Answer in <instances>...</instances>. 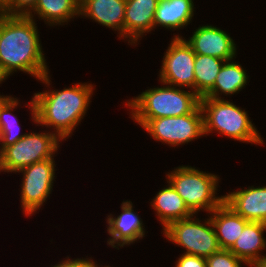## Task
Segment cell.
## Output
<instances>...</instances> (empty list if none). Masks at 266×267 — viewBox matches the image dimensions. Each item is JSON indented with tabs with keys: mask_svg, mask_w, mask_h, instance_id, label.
Segmentation results:
<instances>
[{
	"mask_svg": "<svg viewBox=\"0 0 266 267\" xmlns=\"http://www.w3.org/2000/svg\"><path fill=\"white\" fill-rule=\"evenodd\" d=\"M50 78L49 72L38 80L48 88L42 92H35L26 107L31 111L30 120L34 125L45 126L62 141H66L74 135V130L89 110L96 85L91 82H79L62 90H54L49 88L52 87Z\"/></svg>",
	"mask_w": 266,
	"mask_h": 267,
	"instance_id": "cell-1",
	"label": "cell"
},
{
	"mask_svg": "<svg viewBox=\"0 0 266 267\" xmlns=\"http://www.w3.org/2000/svg\"><path fill=\"white\" fill-rule=\"evenodd\" d=\"M39 32L28 16H0V65L10 76L20 71L38 81L50 72Z\"/></svg>",
	"mask_w": 266,
	"mask_h": 267,
	"instance_id": "cell-2",
	"label": "cell"
},
{
	"mask_svg": "<svg viewBox=\"0 0 266 267\" xmlns=\"http://www.w3.org/2000/svg\"><path fill=\"white\" fill-rule=\"evenodd\" d=\"M138 96L126 100L133 122L142 128L150 119L182 116L192 113L200 105V97L192 90L161 83Z\"/></svg>",
	"mask_w": 266,
	"mask_h": 267,
	"instance_id": "cell-3",
	"label": "cell"
},
{
	"mask_svg": "<svg viewBox=\"0 0 266 267\" xmlns=\"http://www.w3.org/2000/svg\"><path fill=\"white\" fill-rule=\"evenodd\" d=\"M200 107L205 136L216 132L221 137L224 135L234 141L264 145V138L252 123L247 111L239 105L236 106L232 100L201 97Z\"/></svg>",
	"mask_w": 266,
	"mask_h": 267,
	"instance_id": "cell-4",
	"label": "cell"
},
{
	"mask_svg": "<svg viewBox=\"0 0 266 267\" xmlns=\"http://www.w3.org/2000/svg\"><path fill=\"white\" fill-rule=\"evenodd\" d=\"M198 169L180 165L166 172V182L173 186L193 214L201 210L209 214L224 201V195H216L221 180L219 175Z\"/></svg>",
	"mask_w": 266,
	"mask_h": 267,
	"instance_id": "cell-5",
	"label": "cell"
},
{
	"mask_svg": "<svg viewBox=\"0 0 266 267\" xmlns=\"http://www.w3.org/2000/svg\"><path fill=\"white\" fill-rule=\"evenodd\" d=\"M62 140L52 131L26 132V135L0 152V173H17L36 162L55 158Z\"/></svg>",
	"mask_w": 266,
	"mask_h": 267,
	"instance_id": "cell-6",
	"label": "cell"
},
{
	"mask_svg": "<svg viewBox=\"0 0 266 267\" xmlns=\"http://www.w3.org/2000/svg\"><path fill=\"white\" fill-rule=\"evenodd\" d=\"M207 219L200 220L195 214L189 218L170 223L162 229L168 242L184 248V254L207 258L221 250L216 233L207 215Z\"/></svg>",
	"mask_w": 266,
	"mask_h": 267,
	"instance_id": "cell-7",
	"label": "cell"
},
{
	"mask_svg": "<svg viewBox=\"0 0 266 267\" xmlns=\"http://www.w3.org/2000/svg\"><path fill=\"white\" fill-rule=\"evenodd\" d=\"M154 141L178 147L204 137L203 114L200 105L189 114L150 119L143 127Z\"/></svg>",
	"mask_w": 266,
	"mask_h": 267,
	"instance_id": "cell-8",
	"label": "cell"
},
{
	"mask_svg": "<svg viewBox=\"0 0 266 267\" xmlns=\"http://www.w3.org/2000/svg\"><path fill=\"white\" fill-rule=\"evenodd\" d=\"M54 158L45 159L29 165L17 173H21L20 207L26 217L40 211L52 194L57 171Z\"/></svg>",
	"mask_w": 266,
	"mask_h": 267,
	"instance_id": "cell-9",
	"label": "cell"
},
{
	"mask_svg": "<svg viewBox=\"0 0 266 267\" xmlns=\"http://www.w3.org/2000/svg\"><path fill=\"white\" fill-rule=\"evenodd\" d=\"M170 40L162 58L158 81L174 87H186L195 92L196 54L181 34H175Z\"/></svg>",
	"mask_w": 266,
	"mask_h": 267,
	"instance_id": "cell-10",
	"label": "cell"
},
{
	"mask_svg": "<svg viewBox=\"0 0 266 267\" xmlns=\"http://www.w3.org/2000/svg\"><path fill=\"white\" fill-rule=\"evenodd\" d=\"M121 214L107 215V245L111 248H124L125 246L133 245L146 236L145 225L143 219L135 213L133 203L130 200L122 201ZM144 225V226H143Z\"/></svg>",
	"mask_w": 266,
	"mask_h": 267,
	"instance_id": "cell-11",
	"label": "cell"
},
{
	"mask_svg": "<svg viewBox=\"0 0 266 267\" xmlns=\"http://www.w3.org/2000/svg\"><path fill=\"white\" fill-rule=\"evenodd\" d=\"M195 54L208 55L225 61L236 58L237 45L225 30L211 25H199L188 39Z\"/></svg>",
	"mask_w": 266,
	"mask_h": 267,
	"instance_id": "cell-12",
	"label": "cell"
},
{
	"mask_svg": "<svg viewBox=\"0 0 266 267\" xmlns=\"http://www.w3.org/2000/svg\"><path fill=\"white\" fill-rule=\"evenodd\" d=\"M158 0H126L124 40L128 45L139 44L146 33L154 31V16Z\"/></svg>",
	"mask_w": 266,
	"mask_h": 267,
	"instance_id": "cell-13",
	"label": "cell"
},
{
	"mask_svg": "<svg viewBox=\"0 0 266 267\" xmlns=\"http://www.w3.org/2000/svg\"><path fill=\"white\" fill-rule=\"evenodd\" d=\"M243 188L226 192L224 202L249 222L266 224V185Z\"/></svg>",
	"mask_w": 266,
	"mask_h": 267,
	"instance_id": "cell-14",
	"label": "cell"
},
{
	"mask_svg": "<svg viewBox=\"0 0 266 267\" xmlns=\"http://www.w3.org/2000/svg\"><path fill=\"white\" fill-rule=\"evenodd\" d=\"M125 6L126 0H81L80 17L117 31L124 40Z\"/></svg>",
	"mask_w": 266,
	"mask_h": 267,
	"instance_id": "cell-15",
	"label": "cell"
},
{
	"mask_svg": "<svg viewBox=\"0 0 266 267\" xmlns=\"http://www.w3.org/2000/svg\"><path fill=\"white\" fill-rule=\"evenodd\" d=\"M194 0H158L154 16V31L156 27L165 30L179 31L192 23L196 12Z\"/></svg>",
	"mask_w": 266,
	"mask_h": 267,
	"instance_id": "cell-16",
	"label": "cell"
},
{
	"mask_svg": "<svg viewBox=\"0 0 266 267\" xmlns=\"http://www.w3.org/2000/svg\"><path fill=\"white\" fill-rule=\"evenodd\" d=\"M266 224L261 222H248L242 233L229 249L237 258L242 259L248 267L264 257L266 249Z\"/></svg>",
	"mask_w": 266,
	"mask_h": 267,
	"instance_id": "cell-17",
	"label": "cell"
},
{
	"mask_svg": "<svg viewBox=\"0 0 266 267\" xmlns=\"http://www.w3.org/2000/svg\"><path fill=\"white\" fill-rule=\"evenodd\" d=\"M221 249L229 250L249 222L224 201L209 213Z\"/></svg>",
	"mask_w": 266,
	"mask_h": 267,
	"instance_id": "cell-18",
	"label": "cell"
},
{
	"mask_svg": "<svg viewBox=\"0 0 266 267\" xmlns=\"http://www.w3.org/2000/svg\"><path fill=\"white\" fill-rule=\"evenodd\" d=\"M168 184L157 194L152 201L150 202V206L155 212L159 224L162 225L163 229H165L170 223L186 219L194 214L187 208L184 200L181 196L176 192L173 186L167 182Z\"/></svg>",
	"mask_w": 266,
	"mask_h": 267,
	"instance_id": "cell-19",
	"label": "cell"
},
{
	"mask_svg": "<svg viewBox=\"0 0 266 267\" xmlns=\"http://www.w3.org/2000/svg\"><path fill=\"white\" fill-rule=\"evenodd\" d=\"M36 14V15H35ZM41 19L46 26L55 27L68 24L71 19L80 17L79 0H38L34 9L27 15Z\"/></svg>",
	"mask_w": 266,
	"mask_h": 267,
	"instance_id": "cell-20",
	"label": "cell"
},
{
	"mask_svg": "<svg viewBox=\"0 0 266 267\" xmlns=\"http://www.w3.org/2000/svg\"><path fill=\"white\" fill-rule=\"evenodd\" d=\"M235 59L224 62L214 86L203 97L224 99L223 95L228 97L238 94L249 84L246 68H243L239 61L237 62Z\"/></svg>",
	"mask_w": 266,
	"mask_h": 267,
	"instance_id": "cell-21",
	"label": "cell"
},
{
	"mask_svg": "<svg viewBox=\"0 0 266 267\" xmlns=\"http://www.w3.org/2000/svg\"><path fill=\"white\" fill-rule=\"evenodd\" d=\"M18 97H7L0 101V152L26 135L21 133L20 124L14 111L20 105Z\"/></svg>",
	"mask_w": 266,
	"mask_h": 267,
	"instance_id": "cell-22",
	"label": "cell"
},
{
	"mask_svg": "<svg viewBox=\"0 0 266 267\" xmlns=\"http://www.w3.org/2000/svg\"><path fill=\"white\" fill-rule=\"evenodd\" d=\"M224 62L225 60L208 55H195V93L200 98L214 86L217 75Z\"/></svg>",
	"mask_w": 266,
	"mask_h": 267,
	"instance_id": "cell-23",
	"label": "cell"
},
{
	"mask_svg": "<svg viewBox=\"0 0 266 267\" xmlns=\"http://www.w3.org/2000/svg\"><path fill=\"white\" fill-rule=\"evenodd\" d=\"M206 259L207 267H246L248 266L242 259L237 258L232 252L221 249L213 253Z\"/></svg>",
	"mask_w": 266,
	"mask_h": 267,
	"instance_id": "cell-24",
	"label": "cell"
},
{
	"mask_svg": "<svg viewBox=\"0 0 266 267\" xmlns=\"http://www.w3.org/2000/svg\"><path fill=\"white\" fill-rule=\"evenodd\" d=\"M38 0H4L2 14L9 16H27Z\"/></svg>",
	"mask_w": 266,
	"mask_h": 267,
	"instance_id": "cell-25",
	"label": "cell"
},
{
	"mask_svg": "<svg viewBox=\"0 0 266 267\" xmlns=\"http://www.w3.org/2000/svg\"><path fill=\"white\" fill-rule=\"evenodd\" d=\"M174 267H207V264L204 257L183 253L176 259Z\"/></svg>",
	"mask_w": 266,
	"mask_h": 267,
	"instance_id": "cell-26",
	"label": "cell"
},
{
	"mask_svg": "<svg viewBox=\"0 0 266 267\" xmlns=\"http://www.w3.org/2000/svg\"><path fill=\"white\" fill-rule=\"evenodd\" d=\"M73 258L71 259L68 255L66 258L58 262V264L51 265V267H89L95 260L92 256L89 258Z\"/></svg>",
	"mask_w": 266,
	"mask_h": 267,
	"instance_id": "cell-27",
	"label": "cell"
},
{
	"mask_svg": "<svg viewBox=\"0 0 266 267\" xmlns=\"http://www.w3.org/2000/svg\"><path fill=\"white\" fill-rule=\"evenodd\" d=\"M10 77V75L5 71V69L0 65V84H2L4 81H6V79L8 80ZM12 95H1L0 94V98H7L10 97Z\"/></svg>",
	"mask_w": 266,
	"mask_h": 267,
	"instance_id": "cell-28",
	"label": "cell"
},
{
	"mask_svg": "<svg viewBox=\"0 0 266 267\" xmlns=\"http://www.w3.org/2000/svg\"><path fill=\"white\" fill-rule=\"evenodd\" d=\"M251 267H266V255L256 261Z\"/></svg>",
	"mask_w": 266,
	"mask_h": 267,
	"instance_id": "cell-29",
	"label": "cell"
},
{
	"mask_svg": "<svg viewBox=\"0 0 266 267\" xmlns=\"http://www.w3.org/2000/svg\"><path fill=\"white\" fill-rule=\"evenodd\" d=\"M89 267H111V266L110 265H107V266L99 265L97 264V261H94Z\"/></svg>",
	"mask_w": 266,
	"mask_h": 267,
	"instance_id": "cell-30",
	"label": "cell"
},
{
	"mask_svg": "<svg viewBox=\"0 0 266 267\" xmlns=\"http://www.w3.org/2000/svg\"><path fill=\"white\" fill-rule=\"evenodd\" d=\"M0 9H3V0H0Z\"/></svg>",
	"mask_w": 266,
	"mask_h": 267,
	"instance_id": "cell-31",
	"label": "cell"
}]
</instances>
